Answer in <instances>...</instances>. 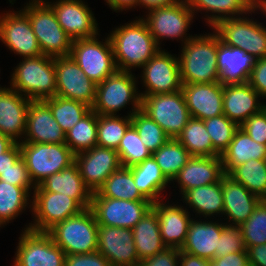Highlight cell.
<instances>
[{"label": "cell", "mask_w": 266, "mask_h": 266, "mask_svg": "<svg viewBox=\"0 0 266 266\" xmlns=\"http://www.w3.org/2000/svg\"><path fill=\"white\" fill-rule=\"evenodd\" d=\"M108 36L119 71L131 72L132 68H142L160 50L140 16L114 28Z\"/></svg>", "instance_id": "cell-1"}, {"label": "cell", "mask_w": 266, "mask_h": 266, "mask_svg": "<svg viewBox=\"0 0 266 266\" xmlns=\"http://www.w3.org/2000/svg\"><path fill=\"white\" fill-rule=\"evenodd\" d=\"M181 47L179 59L182 84L214 83L221 81L217 66L218 35L196 34Z\"/></svg>", "instance_id": "cell-2"}, {"label": "cell", "mask_w": 266, "mask_h": 266, "mask_svg": "<svg viewBox=\"0 0 266 266\" xmlns=\"http://www.w3.org/2000/svg\"><path fill=\"white\" fill-rule=\"evenodd\" d=\"M10 87L31 101L46 100L56 96V71L54 57L40 55L22 58L11 74Z\"/></svg>", "instance_id": "cell-3"}, {"label": "cell", "mask_w": 266, "mask_h": 266, "mask_svg": "<svg viewBox=\"0 0 266 266\" xmlns=\"http://www.w3.org/2000/svg\"><path fill=\"white\" fill-rule=\"evenodd\" d=\"M98 224L90 208L55 224L47 233L66 255L97 251Z\"/></svg>", "instance_id": "cell-4"}, {"label": "cell", "mask_w": 266, "mask_h": 266, "mask_svg": "<svg viewBox=\"0 0 266 266\" xmlns=\"http://www.w3.org/2000/svg\"><path fill=\"white\" fill-rule=\"evenodd\" d=\"M136 76L132 72L117 70L113 75L97 84L96 98L91 109L97 115H117L126 105L132 108L128 116L141 109V96Z\"/></svg>", "instance_id": "cell-5"}, {"label": "cell", "mask_w": 266, "mask_h": 266, "mask_svg": "<svg viewBox=\"0 0 266 266\" xmlns=\"http://www.w3.org/2000/svg\"><path fill=\"white\" fill-rule=\"evenodd\" d=\"M21 10L29 17L43 55H70L72 39L62 29L54 11L45 1H29Z\"/></svg>", "instance_id": "cell-6"}, {"label": "cell", "mask_w": 266, "mask_h": 266, "mask_svg": "<svg viewBox=\"0 0 266 266\" xmlns=\"http://www.w3.org/2000/svg\"><path fill=\"white\" fill-rule=\"evenodd\" d=\"M22 158L35 186L75 162V154L66 143L20 142Z\"/></svg>", "instance_id": "cell-7"}, {"label": "cell", "mask_w": 266, "mask_h": 266, "mask_svg": "<svg viewBox=\"0 0 266 266\" xmlns=\"http://www.w3.org/2000/svg\"><path fill=\"white\" fill-rule=\"evenodd\" d=\"M146 18L142 16V20L146 23L149 32L153 36L156 44L160 49V40L176 39L181 40L185 44L193 36H187L188 28L194 20V13L190 9L187 0H179L176 3L153 8L147 11Z\"/></svg>", "instance_id": "cell-8"}, {"label": "cell", "mask_w": 266, "mask_h": 266, "mask_svg": "<svg viewBox=\"0 0 266 266\" xmlns=\"http://www.w3.org/2000/svg\"><path fill=\"white\" fill-rule=\"evenodd\" d=\"M92 38L72 41L70 57L78 64L86 77L99 84L117 71L109 36L105 42Z\"/></svg>", "instance_id": "cell-9"}, {"label": "cell", "mask_w": 266, "mask_h": 266, "mask_svg": "<svg viewBox=\"0 0 266 266\" xmlns=\"http://www.w3.org/2000/svg\"><path fill=\"white\" fill-rule=\"evenodd\" d=\"M141 109L173 139L181 134L191 118L182 90L146 95L142 98Z\"/></svg>", "instance_id": "cell-10"}, {"label": "cell", "mask_w": 266, "mask_h": 266, "mask_svg": "<svg viewBox=\"0 0 266 266\" xmlns=\"http://www.w3.org/2000/svg\"><path fill=\"white\" fill-rule=\"evenodd\" d=\"M221 42L242 49L254 59L266 57V27L247 17L219 21L212 28Z\"/></svg>", "instance_id": "cell-11"}, {"label": "cell", "mask_w": 266, "mask_h": 266, "mask_svg": "<svg viewBox=\"0 0 266 266\" xmlns=\"http://www.w3.org/2000/svg\"><path fill=\"white\" fill-rule=\"evenodd\" d=\"M32 222L24 229L37 232H47L55 224L79 214L84 210L73 198L63 193L47 192L39 185L33 191Z\"/></svg>", "instance_id": "cell-12"}, {"label": "cell", "mask_w": 266, "mask_h": 266, "mask_svg": "<svg viewBox=\"0 0 266 266\" xmlns=\"http://www.w3.org/2000/svg\"><path fill=\"white\" fill-rule=\"evenodd\" d=\"M151 201H131L102 197L92 193L90 209L98 225L133 229L152 208Z\"/></svg>", "instance_id": "cell-13"}, {"label": "cell", "mask_w": 266, "mask_h": 266, "mask_svg": "<svg viewBox=\"0 0 266 266\" xmlns=\"http://www.w3.org/2000/svg\"><path fill=\"white\" fill-rule=\"evenodd\" d=\"M23 230L13 266H65L66 254L47 232Z\"/></svg>", "instance_id": "cell-14"}, {"label": "cell", "mask_w": 266, "mask_h": 266, "mask_svg": "<svg viewBox=\"0 0 266 266\" xmlns=\"http://www.w3.org/2000/svg\"><path fill=\"white\" fill-rule=\"evenodd\" d=\"M140 77L146 95L173 93L182 89L179 59L164 50H159L143 67Z\"/></svg>", "instance_id": "cell-15"}, {"label": "cell", "mask_w": 266, "mask_h": 266, "mask_svg": "<svg viewBox=\"0 0 266 266\" xmlns=\"http://www.w3.org/2000/svg\"><path fill=\"white\" fill-rule=\"evenodd\" d=\"M56 71V96L83 102L92 107L97 84L70 56L54 57Z\"/></svg>", "instance_id": "cell-16"}, {"label": "cell", "mask_w": 266, "mask_h": 266, "mask_svg": "<svg viewBox=\"0 0 266 266\" xmlns=\"http://www.w3.org/2000/svg\"><path fill=\"white\" fill-rule=\"evenodd\" d=\"M0 40L9 50L22 58L42 55L29 17L20 9L0 16Z\"/></svg>", "instance_id": "cell-17"}, {"label": "cell", "mask_w": 266, "mask_h": 266, "mask_svg": "<svg viewBox=\"0 0 266 266\" xmlns=\"http://www.w3.org/2000/svg\"><path fill=\"white\" fill-rule=\"evenodd\" d=\"M45 2L52 8L58 23L72 41L99 35L98 22L90 7L82 0Z\"/></svg>", "instance_id": "cell-18"}, {"label": "cell", "mask_w": 266, "mask_h": 266, "mask_svg": "<svg viewBox=\"0 0 266 266\" xmlns=\"http://www.w3.org/2000/svg\"><path fill=\"white\" fill-rule=\"evenodd\" d=\"M75 163L84 184L92 193L97 192L106 178L122 166L115 149L98 145L76 154Z\"/></svg>", "instance_id": "cell-19"}, {"label": "cell", "mask_w": 266, "mask_h": 266, "mask_svg": "<svg viewBox=\"0 0 266 266\" xmlns=\"http://www.w3.org/2000/svg\"><path fill=\"white\" fill-rule=\"evenodd\" d=\"M98 248L112 266H139L132 229L98 226Z\"/></svg>", "instance_id": "cell-20"}, {"label": "cell", "mask_w": 266, "mask_h": 266, "mask_svg": "<svg viewBox=\"0 0 266 266\" xmlns=\"http://www.w3.org/2000/svg\"><path fill=\"white\" fill-rule=\"evenodd\" d=\"M30 101L12 87H0V133L15 143L23 142Z\"/></svg>", "instance_id": "cell-21"}, {"label": "cell", "mask_w": 266, "mask_h": 266, "mask_svg": "<svg viewBox=\"0 0 266 266\" xmlns=\"http://www.w3.org/2000/svg\"><path fill=\"white\" fill-rule=\"evenodd\" d=\"M190 116L205 120L223 114V83L182 84Z\"/></svg>", "instance_id": "cell-22"}, {"label": "cell", "mask_w": 266, "mask_h": 266, "mask_svg": "<svg viewBox=\"0 0 266 266\" xmlns=\"http://www.w3.org/2000/svg\"><path fill=\"white\" fill-rule=\"evenodd\" d=\"M24 136L23 142L65 143V132L54 119L49 105L44 100L30 101Z\"/></svg>", "instance_id": "cell-23"}, {"label": "cell", "mask_w": 266, "mask_h": 266, "mask_svg": "<svg viewBox=\"0 0 266 266\" xmlns=\"http://www.w3.org/2000/svg\"><path fill=\"white\" fill-rule=\"evenodd\" d=\"M224 175L221 156H191L172 181L178 182L183 195L193 188L220 182Z\"/></svg>", "instance_id": "cell-24"}, {"label": "cell", "mask_w": 266, "mask_h": 266, "mask_svg": "<svg viewBox=\"0 0 266 266\" xmlns=\"http://www.w3.org/2000/svg\"><path fill=\"white\" fill-rule=\"evenodd\" d=\"M221 187L224 201L223 215L227 216L229 222L227 225L239 226L247 221L262 201L228 174L221 178Z\"/></svg>", "instance_id": "cell-25"}, {"label": "cell", "mask_w": 266, "mask_h": 266, "mask_svg": "<svg viewBox=\"0 0 266 266\" xmlns=\"http://www.w3.org/2000/svg\"><path fill=\"white\" fill-rule=\"evenodd\" d=\"M260 97L247 82L223 84V114L240 126L265 107Z\"/></svg>", "instance_id": "cell-26"}, {"label": "cell", "mask_w": 266, "mask_h": 266, "mask_svg": "<svg viewBox=\"0 0 266 266\" xmlns=\"http://www.w3.org/2000/svg\"><path fill=\"white\" fill-rule=\"evenodd\" d=\"M164 199L154 202L152 208L159 220L162 241L167 248L180 249L185 242L188 226L192 220L187 208L180 205H170Z\"/></svg>", "instance_id": "cell-27"}, {"label": "cell", "mask_w": 266, "mask_h": 266, "mask_svg": "<svg viewBox=\"0 0 266 266\" xmlns=\"http://www.w3.org/2000/svg\"><path fill=\"white\" fill-rule=\"evenodd\" d=\"M207 220L190 221L187 236L180 251L208 260L215 258V248L218 247L221 230L226 223Z\"/></svg>", "instance_id": "cell-28"}, {"label": "cell", "mask_w": 266, "mask_h": 266, "mask_svg": "<svg viewBox=\"0 0 266 266\" xmlns=\"http://www.w3.org/2000/svg\"><path fill=\"white\" fill-rule=\"evenodd\" d=\"M39 186L47 192L63 193L73 198L83 209L90 208L92 192L84 184L75 162L61 172L50 175Z\"/></svg>", "instance_id": "cell-29"}, {"label": "cell", "mask_w": 266, "mask_h": 266, "mask_svg": "<svg viewBox=\"0 0 266 266\" xmlns=\"http://www.w3.org/2000/svg\"><path fill=\"white\" fill-rule=\"evenodd\" d=\"M255 60L242 49L227 46L218 36L217 66L223 84L247 82Z\"/></svg>", "instance_id": "cell-30"}, {"label": "cell", "mask_w": 266, "mask_h": 266, "mask_svg": "<svg viewBox=\"0 0 266 266\" xmlns=\"http://www.w3.org/2000/svg\"><path fill=\"white\" fill-rule=\"evenodd\" d=\"M187 2L194 15L199 11L210 12L211 15L207 14L204 19L211 28L221 20L252 15L258 11L256 0H187Z\"/></svg>", "instance_id": "cell-31"}, {"label": "cell", "mask_w": 266, "mask_h": 266, "mask_svg": "<svg viewBox=\"0 0 266 266\" xmlns=\"http://www.w3.org/2000/svg\"><path fill=\"white\" fill-rule=\"evenodd\" d=\"M221 159L225 174H229L236 166L251 159H266V145L254 141L239 127Z\"/></svg>", "instance_id": "cell-32"}, {"label": "cell", "mask_w": 266, "mask_h": 266, "mask_svg": "<svg viewBox=\"0 0 266 266\" xmlns=\"http://www.w3.org/2000/svg\"><path fill=\"white\" fill-rule=\"evenodd\" d=\"M132 232L140 262L166 248L160 234L159 220L153 208L133 227Z\"/></svg>", "instance_id": "cell-33"}, {"label": "cell", "mask_w": 266, "mask_h": 266, "mask_svg": "<svg viewBox=\"0 0 266 266\" xmlns=\"http://www.w3.org/2000/svg\"><path fill=\"white\" fill-rule=\"evenodd\" d=\"M129 168L134 184L146 199L154 203L163 198L162 191L171 182L164 176L153 156Z\"/></svg>", "instance_id": "cell-34"}, {"label": "cell", "mask_w": 266, "mask_h": 266, "mask_svg": "<svg viewBox=\"0 0 266 266\" xmlns=\"http://www.w3.org/2000/svg\"><path fill=\"white\" fill-rule=\"evenodd\" d=\"M182 200L189 206L188 208L193 209V212L203 215L206 219L220 214L223 217L224 201L221 181L188 190L182 195Z\"/></svg>", "instance_id": "cell-35"}, {"label": "cell", "mask_w": 266, "mask_h": 266, "mask_svg": "<svg viewBox=\"0 0 266 266\" xmlns=\"http://www.w3.org/2000/svg\"><path fill=\"white\" fill-rule=\"evenodd\" d=\"M97 193L102 197L114 199L150 201L140 193L137 186L134 184L131 169L123 166L106 178Z\"/></svg>", "instance_id": "cell-36"}, {"label": "cell", "mask_w": 266, "mask_h": 266, "mask_svg": "<svg viewBox=\"0 0 266 266\" xmlns=\"http://www.w3.org/2000/svg\"><path fill=\"white\" fill-rule=\"evenodd\" d=\"M176 139L187 149L191 156H221L213 148L209 133L201 119L191 117Z\"/></svg>", "instance_id": "cell-37"}, {"label": "cell", "mask_w": 266, "mask_h": 266, "mask_svg": "<svg viewBox=\"0 0 266 266\" xmlns=\"http://www.w3.org/2000/svg\"><path fill=\"white\" fill-rule=\"evenodd\" d=\"M31 195L20 186L0 180V227L11 223L29 206L32 210ZM30 200V201H29ZM30 203H29V202ZM30 204V205H28ZM24 210V211H23Z\"/></svg>", "instance_id": "cell-38"}, {"label": "cell", "mask_w": 266, "mask_h": 266, "mask_svg": "<svg viewBox=\"0 0 266 266\" xmlns=\"http://www.w3.org/2000/svg\"><path fill=\"white\" fill-rule=\"evenodd\" d=\"M65 143L75 155L97 146V114L92 109L65 133Z\"/></svg>", "instance_id": "cell-39"}, {"label": "cell", "mask_w": 266, "mask_h": 266, "mask_svg": "<svg viewBox=\"0 0 266 266\" xmlns=\"http://www.w3.org/2000/svg\"><path fill=\"white\" fill-rule=\"evenodd\" d=\"M228 175L254 195L266 200V159H251L236 166Z\"/></svg>", "instance_id": "cell-40"}, {"label": "cell", "mask_w": 266, "mask_h": 266, "mask_svg": "<svg viewBox=\"0 0 266 266\" xmlns=\"http://www.w3.org/2000/svg\"><path fill=\"white\" fill-rule=\"evenodd\" d=\"M152 156L170 182L191 157L187 149L173 138H169Z\"/></svg>", "instance_id": "cell-41"}, {"label": "cell", "mask_w": 266, "mask_h": 266, "mask_svg": "<svg viewBox=\"0 0 266 266\" xmlns=\"http://www.w3.org/2000/svg\"><path fill=\"white\" fill-rule=\"evenodd\" d=\"M44 101L49 105L54 119L65 133L91 110V107L83 102L59 96Z\"/></svg>", "instance_id": "cell-42"}, {"label": "cell", "mask_w": 266, "mask_h": 266, "mask_svg": "<svg viewBox=\"0 0 266 266\" xmlns=\"http://www.w3.org/2000/svg\"><path fill=\"white\" fill-rule=\"evenodd\" d=\"M130 125L131 116L128 115H97V145L117 150Z\"/></svg>", "instance_id": "cell-43"}, {"label": "cell", "mask_w": 266, "mask_h": 266, "mask_svg": "<svg viewBox=\"0 0 266 266\" xmlns=\"http://www.w3.org/2000/svg\"><path fill=\"white\" fill-rule=\"evenodd\" d=\"M131 124L152 154L169 140L165 131L142 109L132 114Z\"/></svg>", "instance_id": "cell-44"}, {"label": "cell", "mask_w": 266, "mask_h": 266, "mask_svg": "<svg viewBox=\"0 0 266 266\" xmlns=\"http://www.w3.org/2000/svg\"><path fill=\"white\" fill-rule=\"evenodd\" d=\"M116 151L123 167H132L152 156L132 124L127 128Z\"/></svg>", "instance_id": "cell-45"}, {"label": "cell", "mask_w": 266, "mask_h": 266, "mask_svg": "<svg viewBox=\"0 0 266 266\" xmlns=\"http://www.w3.org/2000/svg\"><path fill=\"white\" fill-rule=\"evenodd\" d=\"M239 226L246 249L266 244V200H262L249 219Z\"/></svg>", "instance_id": "cell-46"}, {"label": "cell", "mask_w": 266, "mask_h": 266, "mask_svg": "<svg viewBox=\"0 0 266 266\" xmlns=\"http://www.w3.org/2000/svg\"><path fill=\"white\" fill-rule=\"evenodd\" d=\"M213 148L220 154L228 148L239 126L224 114L203 120Z\"/></svg>", "instance_id": "cell-47"}, {"label": "cell", "mask_w": 266, "mask_h": 266, "mask_svg": "<svg viewBox=\"0 0 266 266\" xmlns=\"http://www.w3.org/2000/svg\"><path fill=\"white\" fill-rule=\"evenodd\" d=\"M215 249V257H224L230 253L247 251L240 226L226 224L221 230L219 244Z\"/></svg>", "instance_id": "cell-48"}, {"label": "cell", "mask_w": 266, "mask_h": 266, "mask_svg": "<svg viewBox=\"0 0 266 266\" xmlns=\"http://www.w3.org/2000/svg\"><path fill=\"white\" fill-rule=\"evenodd\" d=\"M0 180L8 184L23 187L30 195L31 190L36 188L26 168L25 160L21 157L11 168L0 174Z\"/></svg>", "instance_id": "cell-49"}, {"label": "cell", "mask_w": 266, "mask_h": 266, "mask_svg": "<svg viewBox=\"0 0 266 266\" xmlns=\"http://www.w3.org/2000/svg\"><path fill=\"white\" fill-rule=\"evenodd\" d=\"M254 141L266 145V109L251 115L239 126Z\"/></svg>", "instance_id": "cell-50"}, {"label": "cell", "mask_w": 266, "mask_h": 266, "mask_svg": "<svg viewBox=\"0 0 266 266\" xmlns=\"http://www.w3.org/2000/svg\"><path fill=\"white\" fill-rule=\"evenodd\" d=\"M65 266H112L100 252L66 255Z\"/></svg>", "instance_id": "cell-51"}, {"label": "cell", "mask_w": 266, "mask_h": 266, "mask_svg": "<svg viewBox=\"0 0 266 266\" xmlns=\"http://www.w3.org/2000/svg\"><path fill=\"white\" fill-rule=\"evenodd\" d=\"M247 83L266 99V57L256 59Z\"/></svg>", "instance_id": "cell-52"}, {"label": "cell", "mask_w": 266, "mask_h": 266, "mask_svg": "<svg viewBox=\"0 0 266 266\" xmlns=\"http://www.w3.org/2000/svg\"><path fill=\"white\" fill-rule=\"evenodd\" d=\"M180 249L165 248L152 257L146 258L139 263V266H179Z\"/></svg>", "instance_id": "cell-53"}, {"label": "cell", "mask_w": 266, "mask_h": 266, "mask_svg": "<svg viewBox=\"0 0 266 266\" xmlns=\"http://www.w3.org/2000/svg\"><path fill=\"white\" fill-rule=\"evenodd\" d=\"M249 259L247 251L230 253L224 257H215L210 260V266H248Z\"/></svg>", "instance_id": "cell-54"}, {"label": "cell", "mask_w": 266, "mask_h": 266, "mask_svg": "<svg viewBox=\"0 0 266 266\" xmlns=\"http://www.w3.org/2000/svg\"><path fill=\"white\" fill-rule=\"evenodd\" d=\"M22 157L19 143H14L7 151L0 154V174L11 168Z\"/></svg>", "instance_id": "cell-55"}, {"label": "cell", "mask_w": 266, "mask_h": 266, "mask_svg": "<svg viewBox=\"0 0 266 266\" xmlns=\"http://www.w3.org/2000/svg\"><path fill=\"white\" fill-rule=\"evenodd\" d=\"M249 265L266 266V244L248 247Z\"/></svg>", "instance_id": "cell-56"}, {"label": "cell", "mask_w": 266, "mask_h": 266, "mask_svg": "<svg viewBox=\"0 0 266 266\" xmlns=\"http://www.w3.org/2000/svg\"><path fill=\"white\" fill-rule=\"evenodd\" d=\"M179 266H210V260L180 251Z\"/></svg>", "instance_id": "cell-57"}, {"label": "cell", "mask_w": 266, "mask_h": 266, "mask_svg": "<svg viewBox=\"0 0 266 266\" xmlns=\"http://www.w3.org/2000/svg\"><path fill=\"white\" fill-rule=\"evenodd\" d=\"M110 9L115 12L130 10L137 7L138 0H105Z\"/></svg>", "instance_id": "cell-58"}, {"label": "cell", "mask_w": 266, "mask_h": 266, "mask_svg": "<svg viewBox=\"0 0 266 266\" xmlns=\"http://www.w3.org/2000/svg\"><path fill=\"white\" fill-rule=\"evenodd\" d=\"M179 0H138L137 6L144 7L146 10H151L157 7L169 6Z\"/></svg>", "instance_id": "cell-59"}, {"label": "cell", "mask_w": 266, "mask_h": 266, "mask_svg": "<svg viewBox=\"0 0 266 266\" xmlns=\"http://www.w3.org/2000/svg\"><path fill=\"white\" fill-rule=\"evenodd\" d=\"M15 142L0 133V154L7 151Z\"/></svg>", "instance_id": "cell-60"}, {"label": "cell", "mask_w": 266, "mask_h": 266, "mask_svg": "<svg viewBox=\"0 0 266 266\" xmlns=\"http://www.w3.org/2000/svg\"><path fill=\"white\" fill-rule=\"evenodd\" d=\"M256 7L263 15H266V0H256Z\"/></svg>", "instance_id": "cell-61"}, {"label": "cell", "mask_w": 266, "mask_h": 266, "mask_svg": "<svg viewBox=\"0 0 266 266\" xmlns=\"http://www.w3.org/2000/svg\"><path fill=\"white\" fill-rule=\"evenodd\" d=\"M32 2H41V1H45V0H31Z\"/></svg>", "instance_id": "cell-62"}]
</instances>
